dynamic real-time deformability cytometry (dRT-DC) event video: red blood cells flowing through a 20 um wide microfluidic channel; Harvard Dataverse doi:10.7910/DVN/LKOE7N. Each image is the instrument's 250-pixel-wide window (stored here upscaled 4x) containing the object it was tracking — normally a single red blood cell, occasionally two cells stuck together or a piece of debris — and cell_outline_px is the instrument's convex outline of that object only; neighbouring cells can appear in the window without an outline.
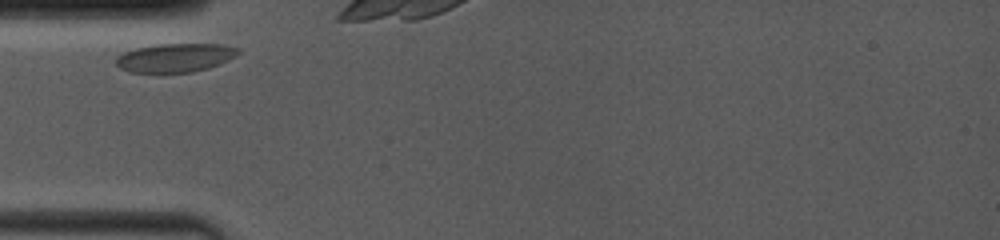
{"species": "common noctule bat (a hibernating species)", "species_latin": "Nyctalus noctula", "temperature_condition": "room temperature", "stored_images_in_passage": 3, "camera_frame_rate_fps": 4000, "um_per_image_px": 0.085, "animal": {"sex": "female", "body_mass_g": 19.0, "forearm_length_mm": 53.3}, "frame": {"image": 1, "passage_image": 1, "time_ms": 0.0, "image_size_px": [1000, 240], "cell_outline_px": [[240, 52], [236, 56], [220, 64], [208, 68], [192, 72], [128, 72], [120, 68], [116, 64], [116, 56], [124, 52], [136, 48], [160, 44], [220, 44], [240, 48]], "centroid_in_image_um": [14.9, 4.9], "position_along_channel_um": 70.1, "area_um2": 20.4}}